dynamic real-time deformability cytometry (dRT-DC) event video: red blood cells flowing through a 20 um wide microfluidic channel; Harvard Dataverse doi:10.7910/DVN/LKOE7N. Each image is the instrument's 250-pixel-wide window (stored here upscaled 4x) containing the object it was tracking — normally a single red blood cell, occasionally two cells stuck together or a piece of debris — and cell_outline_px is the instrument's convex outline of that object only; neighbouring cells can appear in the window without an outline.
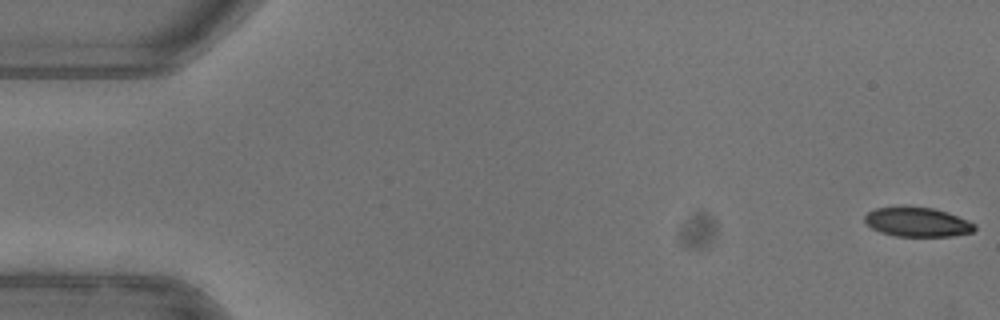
{"species": "common noctule bat (a hibernating species)", "species_latin": "Nyctalus noctula", "temperature_condition": "warm", "stored_images_in_passage": 20, "camera_frame_rate_fps": 3000, "um_per_image_px": 0.085, "animal": {"sex": "female"}, "frame": {"image": 1, "passage_image": 1, "time_ms": 0.0, "image_size_px": [1000, 320], "cell_outline_px": [[976, 228], [972, 232], [952, 236], [896, 236], [880, 232], [872, 228], [864, 220], [864, 216], [868, 212], [876, 208], [932, 208], [948, 212], [968, 220], [976, 224]], "centroid_in_image_um": [78.01, 18.9], "position_along_channel_um": 7.0, "area_um2": 18.44}}
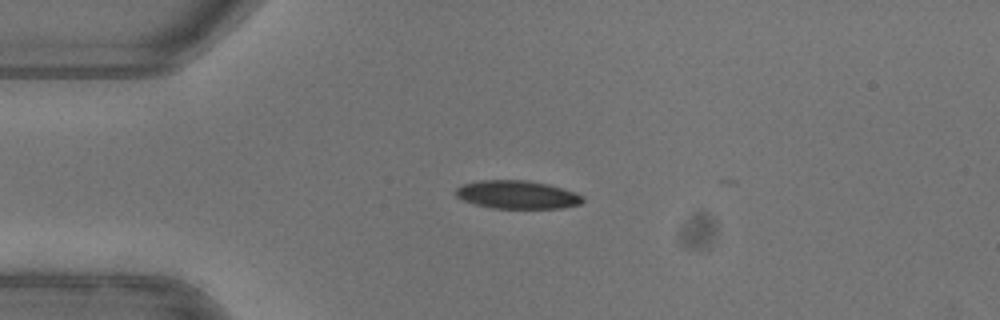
{"frame": {"image": 2, "passage_image": 13, "time_ms": 4.0, "image_size_px": [1000, 320], "cell_outline_px": [[584, 200], [580, 204], [560, 208], [492, 208], [476, 204], [464, 200], [456, 196], [456, 188], [464, 184], [480, 180], [528, 180], [548, 184], [572, 192], [580, 196]], "centroid_in_image_um": [43.93, 16.54], "position_along_channel_um": 41.1, "area_um2": 20.52}}
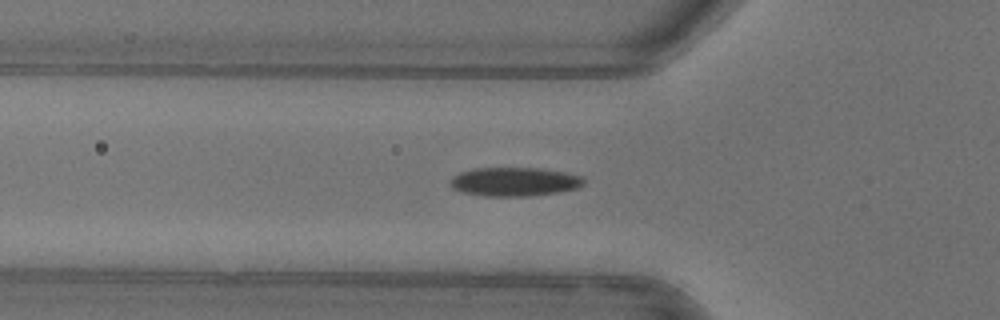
{"frame": {"image": 3, "passage_image": 18, "time_ms": 5.667, "image_size_px": [1000, 320], "cell_outline_px": [[584, 184], [576, 188], [560, 192], [528, 196], [484, 196], [464, 192], [452, 188], [452, 176], [460, 172], [472, 168], [540, 168], [564, 172], [580, 176], [584, 180]], "centroid_in_image_um": [43.73, 15.44], "position_along_channel_um": 82.1, "area_um2": 22.31}}